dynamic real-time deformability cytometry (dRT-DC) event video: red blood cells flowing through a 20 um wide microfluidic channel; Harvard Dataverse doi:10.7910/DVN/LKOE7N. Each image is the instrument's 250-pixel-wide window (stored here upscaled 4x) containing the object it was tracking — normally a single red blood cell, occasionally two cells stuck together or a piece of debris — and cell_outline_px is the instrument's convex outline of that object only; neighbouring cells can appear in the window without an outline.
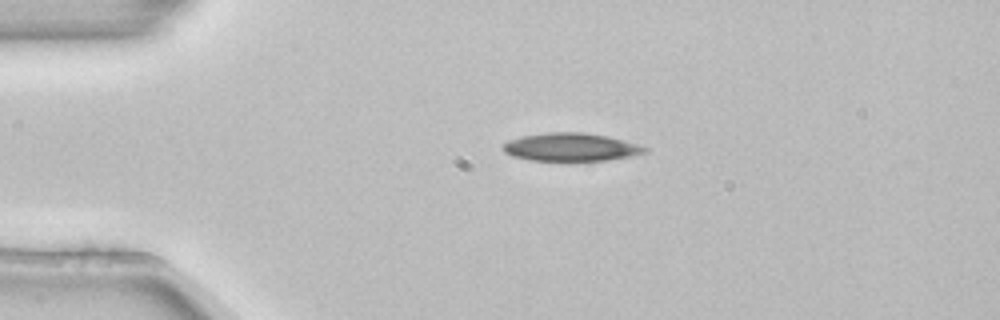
{"species": "common noctule bat (a hibernating species)", "species_latin": "Nyctalus noctula", "temperature_condition": "room temperature", "stored_images_in_passage": 2, "camera_frame_rate_fps": 3000, "um_per_image_px": 0.085, "animal": {"sex": "female", "body_mass_g": 22.7, "forearm_length_mm": 54.2}, "frame": {"image": 1, "passage_image": 2, "time_ms": 0.333, "image_size_px": [1000, 320], "cell_outline_px": [[648, 152], [632, 156], [608, 160], [528, 160], [512, 156], [504, 152], [500, 148], [508, 140], [520, 136], [548, 132], [584, 132], [608, 136], [624, 140], [648, 148]], "centroid_in_image_um": [48.5, 12.49], "position_along_channel_um": 36.5, "area_um2": 23.29}}